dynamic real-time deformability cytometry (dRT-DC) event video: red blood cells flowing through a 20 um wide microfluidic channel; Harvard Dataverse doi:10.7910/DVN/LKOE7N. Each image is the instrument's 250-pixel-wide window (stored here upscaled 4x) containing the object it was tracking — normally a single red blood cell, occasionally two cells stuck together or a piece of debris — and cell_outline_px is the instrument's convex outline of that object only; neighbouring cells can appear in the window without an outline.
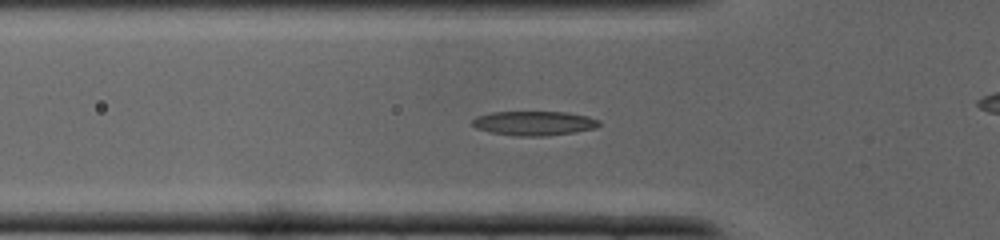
{"species": "common noctule bat (a hibernating species)", "species_latin": "Nyctalus noctula", "temperature_condition": "cold", "stored_images_in_passage": 30, "camera_frame_rate_fps": 3000, "um_per_image_px": 0.085, "animal": {"sex": "male", "body_mass_g": 19.0, "forearm_length_mm": 50.8}, "frame": {"image": 1, "passage_image": 4, "time_ms": 1.0, "image_size_px": [1000, 240], "cell_outline_px": [[600, 124], [596, 128], [576, 132], [544, 136], [512, 136], [488, 132], [476, 128], [472, 124], [472, 120], [476, 116], [492, 112], [564, 112], [588, 116], [600, 120]], "centroid_in_image_um": [45.38, 10.48], "position_along_channel_um": 80.4, "area_um2": 18.15}}
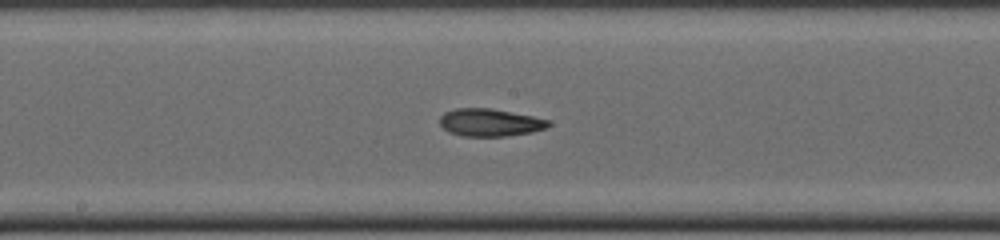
{"frame": {"image": 2, "passage_image": 11, "time_ms": 3.333, "image_size_px": [1000, 240], "cell_outline_px": [[552, 124], [548, 128], [532, 132], [504, 136], [460, 136], [448, 132], [440, 124], [440, 116], [444, 112], [456, 108], [488, 108], [532, 116], [548, 120]], "centroid_in_image_um": [41.63, 10.42], "position_along_channel_um": 206.6, "area_um2": 17.46}}
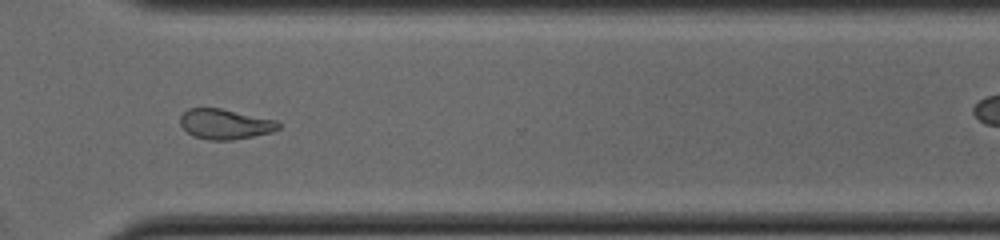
{"frame": {"image": 3, "passage_image": 19, "time_ms": 6.0, "image_size_px": [1000, 240], "cell_outline_px": [[280, 128], [272, 132], [232, 140], [208, 140], [196, 136], [188, 132], [180, 124], [180, 116], [188, 108], [220, 108], [276, 120], [280, 124]], "centroid_in_image_um": [19.13, 10.54], "position_along_channel_um": 351.5, "area_um2": 17.11}}